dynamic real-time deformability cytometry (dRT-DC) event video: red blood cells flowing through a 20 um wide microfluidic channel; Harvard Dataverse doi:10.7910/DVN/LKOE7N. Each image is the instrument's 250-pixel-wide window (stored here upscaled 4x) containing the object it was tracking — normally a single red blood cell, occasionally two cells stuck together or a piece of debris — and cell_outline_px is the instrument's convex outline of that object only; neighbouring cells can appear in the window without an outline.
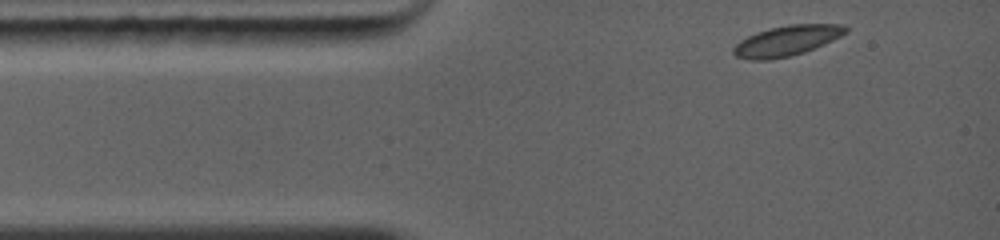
{"species": "common noctule bat (a hibernating species)", "species_latin": "Nyctalus noctula", "temperature_condition": "warm", "stored_images_in_passage": 14, "camera_frame_rate_fps": 5000, "um_per_image_px": 0.085, "animal": {"sex": "female", "body_mass_g": 19.0, "forearm_length_mm": 56.7}, "frame": {"image": 1, "passage_image": 1, "time_ms": 0.0, "image_size_px": [1000, 240], "cell_outline_px": [[848, 32], [832, 40], [804, 52], [772, 60], [748, 60], [736, 56], [732, 52], [732, 48], [740, 40], [756, 32], [788, 24], [844, 24], [848, 28]], "centroid_in_image_um": [66.85, 3.46], "position_along_channel_um": 18.1, "area_um2": 19.77}}
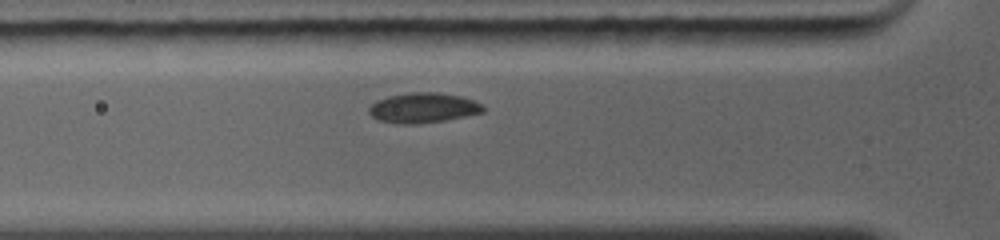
{"frame": {"image": 2, "passage_image": 7, "time_ms": 2.6, "image_size_px": [1000, 240], "cell_outline_px": [[484, 112], [444, 120], [420, 124], [396, 124], [376, 120], [368, 112], [368, 108], [376, 100], [388, 96], [408, 92], [436, 92], [460, 96], [472, 100], [480, 104], [484, 108]], "centroid_in_image_um": [35.9, 9.17], "position_along_channel_um": 89.9, "area_um2": 20.06}}
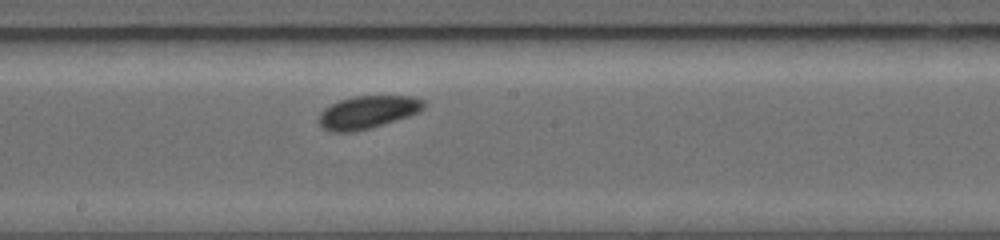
{"frame": {"image": 3, "passage_image": 14, "time_ms": 5.6, "image_size_px": [1000, 240], "cell_outline_px": [[424, 108], [420, 112], [372, 128], [352, 132], [332, 132], [320, 128], [320, 112], [324, 108], [340, 100], [356, 96], [416, 96], [424, 100]], "centroid_in_image_um": [31.26, 9.54], "position_along_channel_um": 216.9, "area_um2": 20.11}}